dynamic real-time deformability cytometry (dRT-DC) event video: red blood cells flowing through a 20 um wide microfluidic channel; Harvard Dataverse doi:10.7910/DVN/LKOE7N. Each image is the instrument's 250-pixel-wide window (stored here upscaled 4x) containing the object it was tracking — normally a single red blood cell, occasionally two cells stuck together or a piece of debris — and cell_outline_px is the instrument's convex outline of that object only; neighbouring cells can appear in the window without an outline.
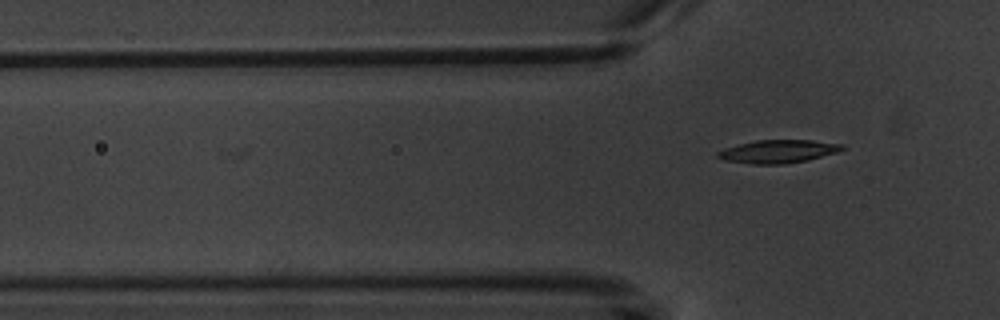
{"species": "common noctule bat (a hibernating species)", "species_latin": "Nyctalus noctula", "temperature_condition": "warm", "stored_images_in_passage": 4, "camera_frame_rate_fps": 3000, "um_per_image_px": 0.085, "animal": {"sex": "male", "body_mass_g": 20.1, "forearm_length_mm": 53.5}, "frame": {"image": 1, "passage_image": 4, "time_ms": 4.333, "image_size_px": [1000, 320], "cell_outline_px": [[844, 148], [836, 152], [808, 160], [784, 164], [752, 164], [724, 160], [716, 156], [716, 152], [724, 148], [756, 140], [812, 140], [844, 144]], "centroid_in_image_um": [66.12, 12.87], "position_along_channel_um": 59.7, "area_um2": 16.7}}